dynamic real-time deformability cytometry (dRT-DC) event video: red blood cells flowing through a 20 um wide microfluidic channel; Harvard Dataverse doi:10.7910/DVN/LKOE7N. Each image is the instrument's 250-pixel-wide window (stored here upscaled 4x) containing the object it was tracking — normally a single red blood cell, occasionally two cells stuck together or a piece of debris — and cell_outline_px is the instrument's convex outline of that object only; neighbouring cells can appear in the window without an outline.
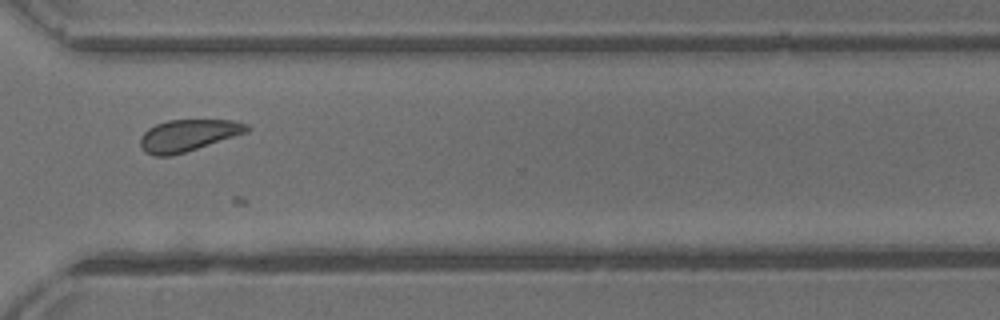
{"species": "common noctule bat (a hibernating species)", "species_latin": "Nyctalus noctula", "temperature_condition": "warm", "stored_images_in_passage": 25, "camera_frame_rate_fps": 3000, "um_per_image_px": 0.085, "animal": {"sex": "male", "body_mass_g": 13.3}, "frame": {"image": 1, "passage_image": 19, "time_ms": 6.0, "image_size_px": [1000, 320], "cell_outline_px": [[248, 132], [172, 156], [152, 156], [144, 152], [140, 148], [140, 136], [148, 128], [156, 124], [168, 120], [232, 120], [248, 124]], "centroid_in_image_um": [15.93, 11.51], "position_along_channel_um": 354.7, "area_um2": 19.77}}
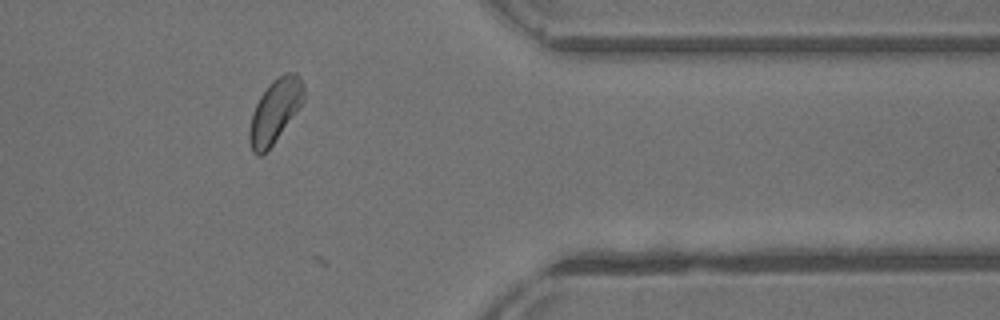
{"frame": {"image": 2, "passage_image": 22, "time_ms": 7.0, "image_size_px": [1000, 320], "cell_outline_px": [[304, 100], [272, 144], [260, 156], [256, 156], [252, 152], [248, 140], [248, 132], [252, 112], [260, 96], [268, 84], [276, 76], [288, 72], [296, 72], [304, 84]], "centroid_in_image_um": [23.34, 9.4], "position_along_channel_um": 388.1, "area_um2": 19.94}}